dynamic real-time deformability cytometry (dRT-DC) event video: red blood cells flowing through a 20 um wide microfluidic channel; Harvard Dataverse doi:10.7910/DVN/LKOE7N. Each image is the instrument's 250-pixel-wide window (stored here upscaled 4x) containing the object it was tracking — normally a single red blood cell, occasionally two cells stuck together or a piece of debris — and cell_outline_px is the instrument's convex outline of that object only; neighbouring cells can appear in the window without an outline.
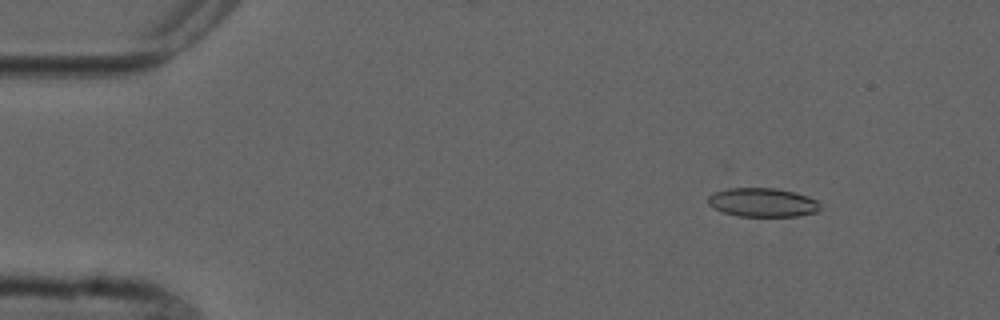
{"species": "common noctule bat (a hibernating species)", "species_latin": "Nyctalus noctula", "temperature_condition": "cold", "stored_images_in_passage": 5, "camera_frame_rate_fps": 3000, "um_per_image_px": 0.085, "animal": {"sex": "male", "forearm_length_mm": 52.5}, "frame": {"image": 1, "passage_image": 1, "time_ms": 0.0, "image_size_px": [1000, 320], "cell_outline_px": [[820, 208], [816, 212], [796, 216], [740, 216], [724, 212], [708, 204], [708, 196], [716, 192], [728, 188], [776, 188], [796, 192], [808, 196], [816, 200], [820, 204]], "centroid_in_image_um": [64.85, 17.2], "position_along_channel_um": 20.2, "area_um2": 18.73}}
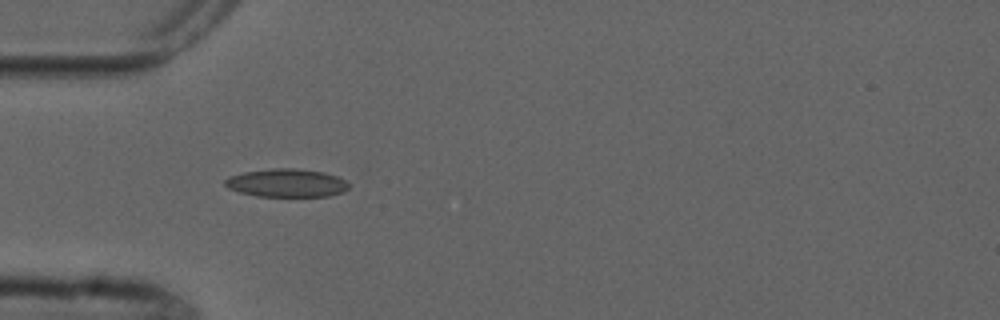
{"frame": {"image": 2, "passage_image": 4, "time_ms": 3.333, "image_size_px": [1000, 320], "cell_outline_px": [[348, 188], [344, 192], [328, 196], [256, 196], [240, 192], [228, 188], [224, 184], [224, 180], [228, 176], [244, 172], [272, 168], [292, 168], [324, 172], [336, 176], [344, 180], [348, 184]], "centroid_in_image_um": [24.33, 15.55], "position_along_channel_um": 60.7, "area_um2": 20.29}}
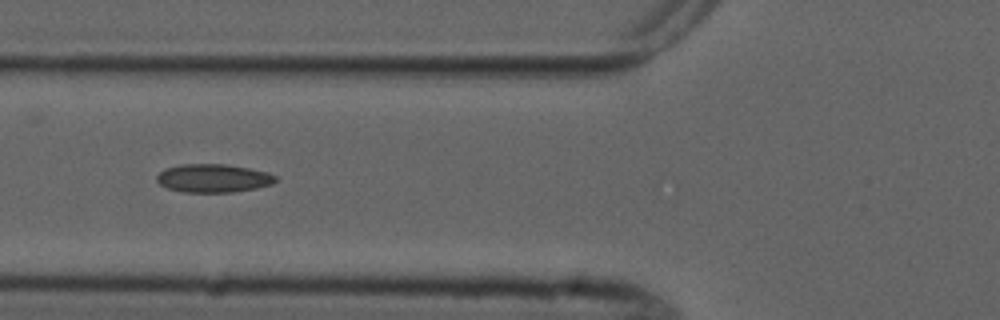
{"frame": {"image": 3, "passage_image": 5, "time_ms": 4.667, "image_size_px": [1000, 320], "cell_outline_px": [[276, 180], [272, 184], [256, 188], [232, 192], [184, 192], [168, 188], [160, 184], [156, 180], [156, 176], [164, 168], [180, 164], [224, 164], [248, 168], [268, 172], [276, 176]], "centroid_in_image_um": [18.11, 15.14], "position_along_channel_um": 107.7, "area_um2": 19.59}}